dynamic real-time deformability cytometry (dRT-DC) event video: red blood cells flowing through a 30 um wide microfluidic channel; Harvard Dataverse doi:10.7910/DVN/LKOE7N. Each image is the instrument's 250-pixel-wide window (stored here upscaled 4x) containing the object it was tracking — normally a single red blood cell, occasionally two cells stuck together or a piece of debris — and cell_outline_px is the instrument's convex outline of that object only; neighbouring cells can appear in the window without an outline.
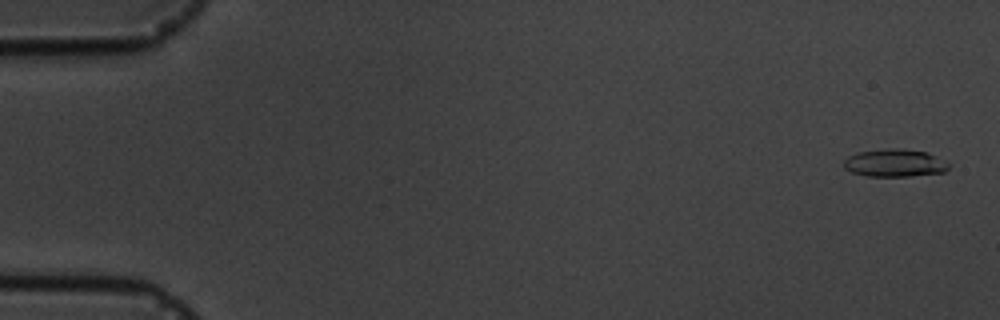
{"species": "common noctule bat (a hibernating species)", "species_latin": "Nyctalus noctula", "temperature_condition": "cold", "stored_images_in_passage": 6, "camera_frame_rate_fps": 3000, "um_per_image_px": 0.085, "animal": {"sex": "male", "body_mass_g": 19.5, "forearm_length_mm": 54.6}, "frame": {"image": 1, "passage_image": 1, "time_ms": 0.0, "image_size_px": [1000, 320], "cell_outline_px": [[948, 168], [944, 172], [912, 176], [864, 176], [852, 172], [844, 168], [844, 160], [848, 156], [860, 152], [888, 148], [896, 148], [928, 152], [936, 156], [948, 164]], "centroid_in_image_um": [76.03, 13.86], "position_along_channel_um": 9.0, "area_um2": 16.82}}
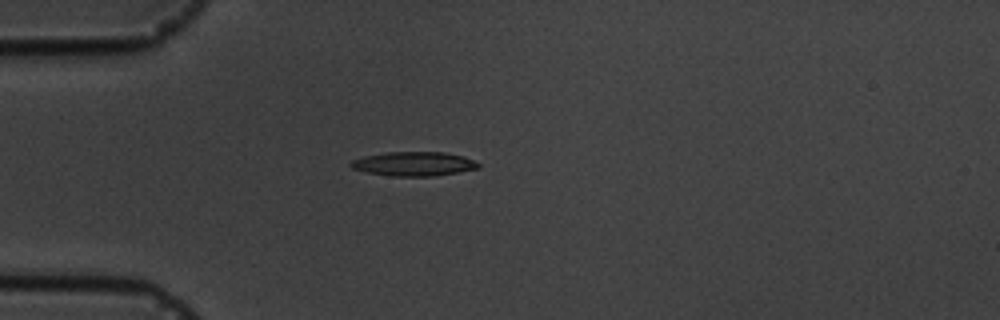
{"frame": {"image": 2, "passage_image": 5, "time_ms": 4.667, "image_size_px": [1000, 320], "cell_outline_px": [[480, 168], [432, 176], [392, 176], [368, 172], [352, 168], [348, 164], [352, 160], [364, 156], [388, 152], [444, 152], [464, 156], [480, 164]], "centroid_in_image_um": [35.17, 13.92], "position_along_channel_um": 49.8, "area_um2": 17.8}}